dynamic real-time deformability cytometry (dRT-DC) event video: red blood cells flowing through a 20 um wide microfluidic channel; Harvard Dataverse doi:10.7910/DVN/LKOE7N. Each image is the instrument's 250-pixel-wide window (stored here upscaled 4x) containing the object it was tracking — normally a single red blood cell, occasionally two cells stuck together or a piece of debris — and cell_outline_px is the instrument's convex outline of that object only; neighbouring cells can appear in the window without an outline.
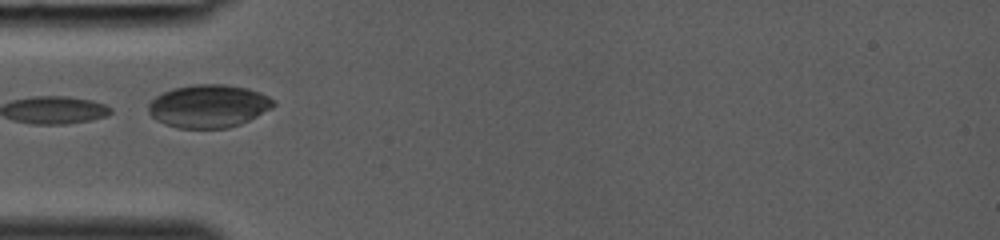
{"species": "common noctule bat (a hibernating species)", "species_latin": "Nyctalus noctula", "temperature_condition": "room temperature", "stored_images_in_passage": 36, "camera_frame_rate_fps": 3000, "um_per_image_px": 0.085, "animal": {"sex": "female", "body_mass_g": 19.0, "forearm_length_mm": 53.3}, "frame": {"image": 1, "passage_image": 12, "time_ms": 3.667, "image_size_px": [1000, 240], "cell_outline_px": [[276, 104], [272, 108], [240, 124], [228, 128], [176, 128], [164, 124], [156, 120], [148, 112], [148, 104], [156, 96], [172, 88], [192, 84], [224, 84], [248, 88], [260, 92], [276, 100]], "centroid_in_image_um": [17.73, 9.01], "position_along_channel_um": 67.3, "area_um2": 31.5}}